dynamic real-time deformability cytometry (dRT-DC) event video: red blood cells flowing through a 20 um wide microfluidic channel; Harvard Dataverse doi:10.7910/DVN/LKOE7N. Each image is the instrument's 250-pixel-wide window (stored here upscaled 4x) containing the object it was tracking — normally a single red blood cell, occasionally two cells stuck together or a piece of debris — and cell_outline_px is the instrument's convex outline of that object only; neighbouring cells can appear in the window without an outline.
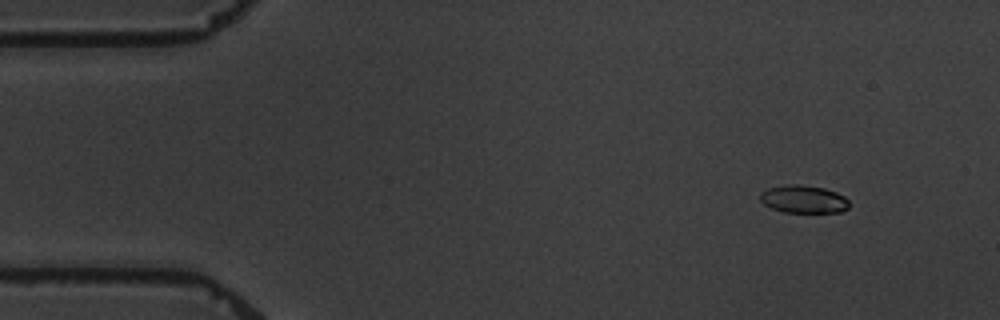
{"species": "common noctule bat (a hibernating species)", "species_latin": "Nyctalus noctula", "temperature_condition": "warm", "stored_images_in_passage": 4, "camera_frame_rate_fps": 3000, "um_per_image_px": 0.085, "animal": {"sex": "male", "body_mass_g": 19.5, "forearm_length_mm": 54.6}, "frame": {"image": 1, "passage_image": 1, "time_ms": 0.0, "image_size_px": [1000, 320], "cell_outline_px": [[848, 208], [840, 212], [784, 212], [772, 208], [764, 204], [760, 200], [760, 192], [768, 188], [788, 184], [800, 184], [824, 188], [836, 192], [844, 196], [848, 200]], "centroid_in_image_um": [68.29, 16.92], "position_along_channel_um": 16.7, "area_um2": 14.39}}